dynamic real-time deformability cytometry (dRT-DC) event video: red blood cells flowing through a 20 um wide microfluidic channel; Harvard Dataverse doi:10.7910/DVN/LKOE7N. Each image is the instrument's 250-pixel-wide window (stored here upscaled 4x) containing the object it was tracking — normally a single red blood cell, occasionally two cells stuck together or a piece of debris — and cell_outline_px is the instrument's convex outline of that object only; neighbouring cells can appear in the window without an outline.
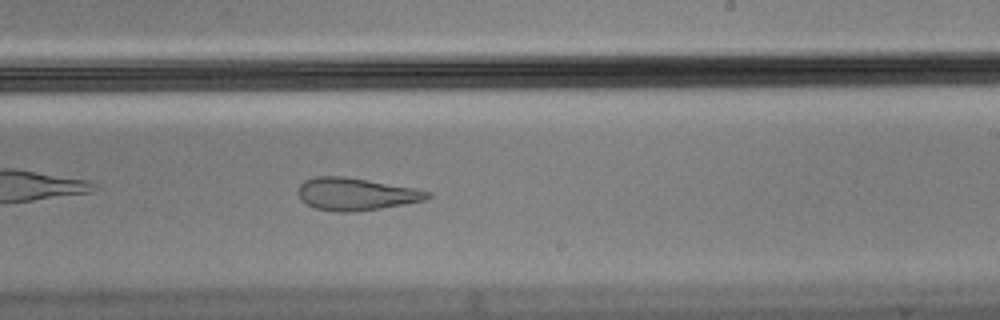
{"species": "Egyptian fruit bat (a non-hibernating species)", "species_latin": "Rousettus aegyptiacus", "temperature_condition": "cold", "stored_images_in_passage": 55, "camera_frame_rate_fps": 3000, "um_per_image_px": 0.085, "animal": {"sex": "male"}, "frame": {"image": 1, "passage_image": 32, "time_ms": 10.333, "image_size_px": [1000, 320], "cell_outline_px": [[432, 196], [424, 200], [404, 204], [380, 208], [352, 212], [340, 212], [316, 208], [300, 200], [300, 184], [304, 180], [316, 176], [344, 176], [416, 188], [432, 192]], "centroid_in_image_um": [30.28, 16.49], "position_along_channel_um": 258.7, "area_um2": 24.28}, "authors_computed_cell_mechanics": {"area_um2": 25.0852, "velocity_mm_per_s": 3.5155, "shape_relaxation_time_tau1_ms": null, "shape_relaxation_time_tau2_ms": 2.4085, "deformation_change_tau1": null, "deformation_change_tau2": 0.1207}}